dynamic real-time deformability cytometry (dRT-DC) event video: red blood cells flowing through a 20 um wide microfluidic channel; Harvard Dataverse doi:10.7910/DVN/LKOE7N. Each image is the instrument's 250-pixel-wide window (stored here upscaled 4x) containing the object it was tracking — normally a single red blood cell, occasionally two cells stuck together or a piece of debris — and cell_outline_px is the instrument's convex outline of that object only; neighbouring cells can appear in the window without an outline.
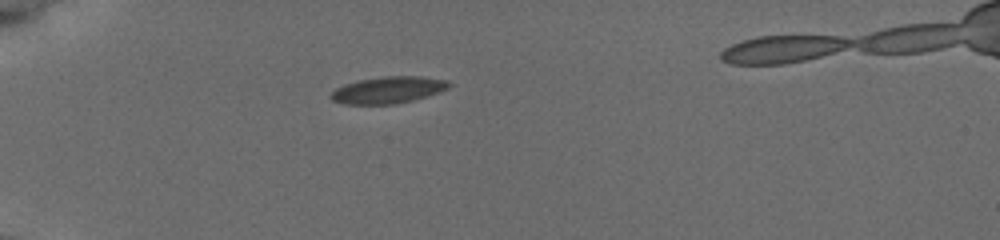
{"species": "common noctule bat (a hibernating species)", "species_latin": "Nyctalus noctula", "temperature_condition": "cold", "stored_images_in_passage": 42, "segment_of_instrument_passage": [1, 2], "camera_frame_rate_fps": 3000, "um_per_image_px": 0.085, "animal": {"sex": "female", "body_mass_g": 19.5, "forearm_length_mm": 54.1}, "frame": {"image": 1, "passage_image": 3, "time_ms": 0.667, "image_size_px": [1000, 240], "cell_outline_px": [[452, 84], [448, 88], [412, 100], [392, 104], [344, 104], [332, 100], [328, 96], [336, 88], [344, 84], [356, 80], [384, 76], [420, 76], [448, 80]], "centroid_in_image_um": [32.94, 7.63], "position_along_channel_um": 52.1, "area_um2": 18.32}}
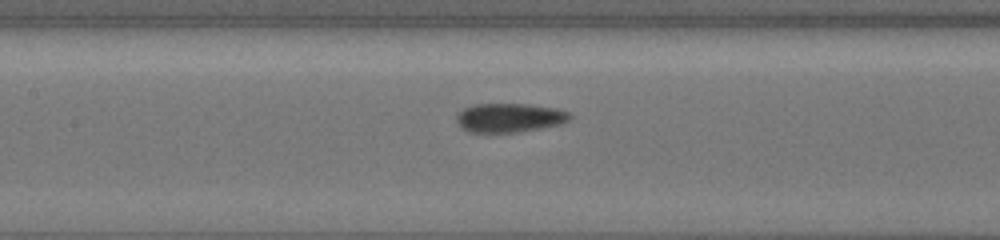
{"frame": {"image": 2, "passage_image": 14, "time_ms": 4.333, "image_size_px": [1000, 240], "cell_outline_px": [[572, 116], [568, 120], [560, 124], [516, 132], [468, 132], [456, 120], [456, 116], [464, 108], [472, 104], [528, 104], [556, 108], [568, 112]], "centroid_in_image_um": [43.3, 9.99], "position_along_channel_um": 164.1, "area_um2": 18.9}}
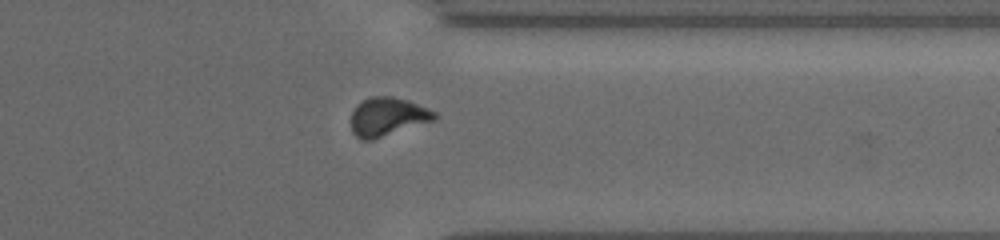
{"frame": {"image": 3, "passage_image": 31, "time_ms": 10.0, "image_size_px": [1000, 240], "cell_outline_px": [[436, 120], [372, 140], [360, 140], [352, 132], [352, 112], [356, 104], [372, 96], [392, 96], [408, 100], [428, 108], [436, 112]], "centroid_in_image_um": [32.95, 9.92], "position_along_channel_um": 378.5, "area_um2": 18.84}}